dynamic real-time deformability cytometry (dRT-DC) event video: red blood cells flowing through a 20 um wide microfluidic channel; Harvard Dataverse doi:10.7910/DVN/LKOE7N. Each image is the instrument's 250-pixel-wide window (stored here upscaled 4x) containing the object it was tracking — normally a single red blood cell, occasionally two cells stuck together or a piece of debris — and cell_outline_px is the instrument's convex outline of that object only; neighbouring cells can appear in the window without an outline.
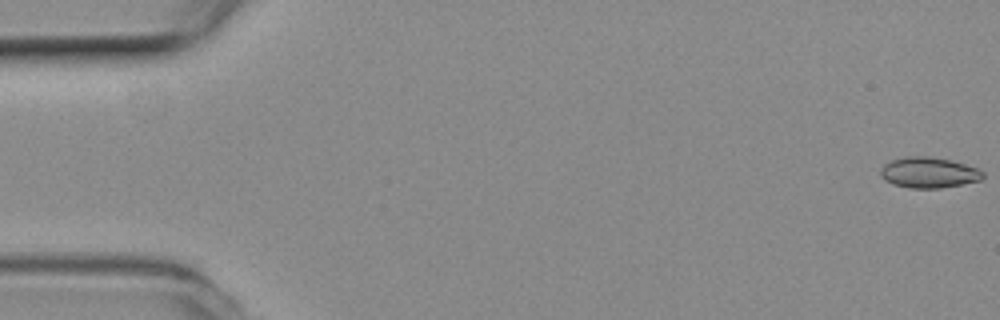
{"species": "common noctule bat (a hibernating species)", "species_latin": "Nyctalus noctula", "temperature_condition": "room temperature", "stored_images_in_passage": 54, "camera_frame_rate_fps": 3000, "um_per_image_px": 0.085, "animal": {"sex": "female", "body_mass_g": 19.3, "forearm_length_mm": 54.1}, "frame": {"image": 1, "passage_image": 1, "time_ms": 0.0, "image_size_px": [1000, 320], "cell_outline_px": [[984, 176], [980, 180], [940, 188], [908, 188], [892, 184], [880, 176], [880, 168], [884, 164], [892, 160], [908, 156], [928, 156], [952, 160], [976, 168], [984, 172]], "centroid_in_image_um": [78.91, 14.66], "position_along_channel_um": 6.1, "area_um2": 18.26}}
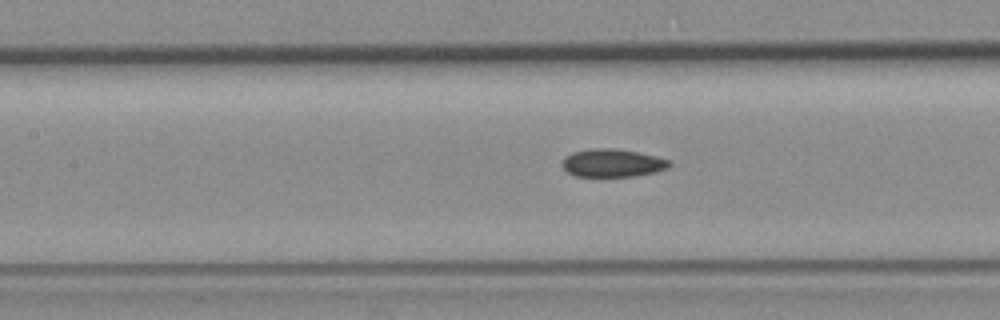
{"frame": {"image": 2, "passage_image": 24, "time_ms": 7.667, "image_size_px": [1000, 320], "cell_outline_px": [[672, 164], [668, 168], [656, 172], [636, 176], [576, 176], [568, 172], [560, 164], [564, 156], [572, 152], [592, 148], [616, 148], [656, 156], [672, 160]], "centroid_in_image_um": [52.07, 13.85], "position_along_channel_um": 155.3, "area_um2": 17.69}}
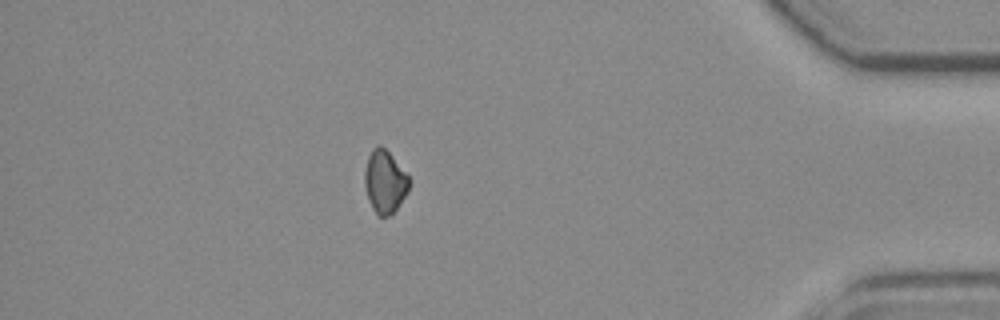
{"frame": {"image": 3, "passage_image": 47, "time_ms": 15.333, "image_size_px": [1000, 320], "cell_outline_px": [[412, 180], [408, 192], [396, 208], [388, 216], [380, 216], [372, 208], [368, 200], [364, 188], [364, 172], [368, 156], [372, 148], [380, 144], [392, 156]], "centroid_in_image_um": [32.7, 15.43], "position_along_channel_um": 402.5, "area_um2": 16.36}}